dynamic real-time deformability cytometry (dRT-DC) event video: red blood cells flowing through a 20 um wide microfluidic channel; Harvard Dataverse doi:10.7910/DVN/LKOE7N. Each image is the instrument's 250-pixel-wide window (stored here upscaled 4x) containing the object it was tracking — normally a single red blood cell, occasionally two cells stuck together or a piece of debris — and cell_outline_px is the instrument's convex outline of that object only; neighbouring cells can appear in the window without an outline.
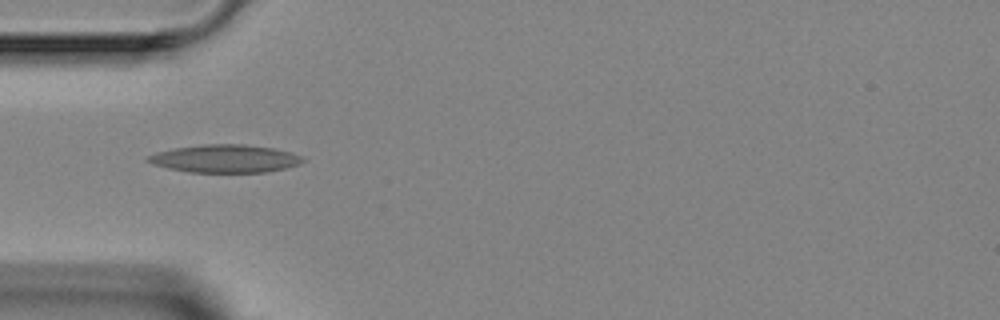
{"species": "Egyptian fruit bat (a non-hibernating species)", "species_latin": "Rousettus aegyptiacus", "temperature_condition": "room temperature", "stored_images_in_passage": 3, "camera_frame_rate_fps": 3000, "um_per_image_px": 0.085, "animal": {"sex": "female"}, "frame": {"image": 1, "passage_image": 2, "time_ms": 2.0, "image_size_px": [1000, 320], "cell_outline_px": [[308, 160], [300, 164], [284, 168], [264, 172], [192, 172], [168, 168], [152, 164], [144, 160], [144, 156], [156, 152], [176, 148], [204, 144], [244, 144], [272, 148], [292, 152]], "centroid_in_image_um": [19.11, 13.48], "position_along_channel_um": 65.9, "area_um2": 25.2}}
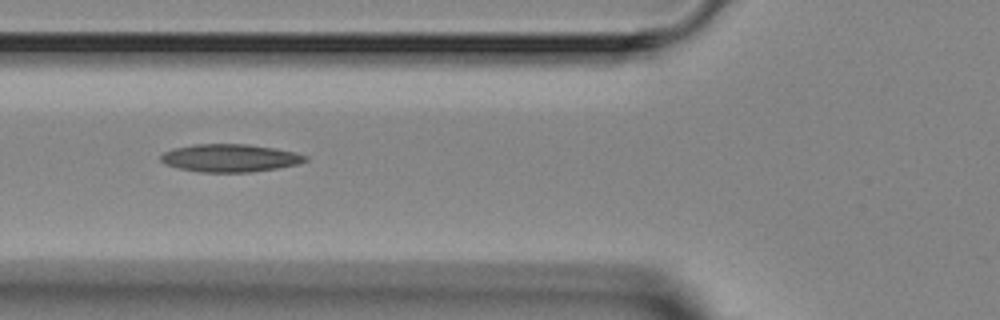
{"frame": {"image": 2, "passage_image": 3, "time_ms": 3.0, "image_size_px": [1000, 320], "cell_outline_px": [[308, 160], [296, 164], [276, 168], [248, 172], [200, 172], [180, 168], [164, 164], [160, 160], [160, 156], [164, 152], [172, 148], [192, 144], [248, 144], [276, 148], [296, 152], [308, 156]], "centroid_in_image_um": [19.53, 13.42], "position_along_channel_um": 106.3, "area_um2": 23.47}}